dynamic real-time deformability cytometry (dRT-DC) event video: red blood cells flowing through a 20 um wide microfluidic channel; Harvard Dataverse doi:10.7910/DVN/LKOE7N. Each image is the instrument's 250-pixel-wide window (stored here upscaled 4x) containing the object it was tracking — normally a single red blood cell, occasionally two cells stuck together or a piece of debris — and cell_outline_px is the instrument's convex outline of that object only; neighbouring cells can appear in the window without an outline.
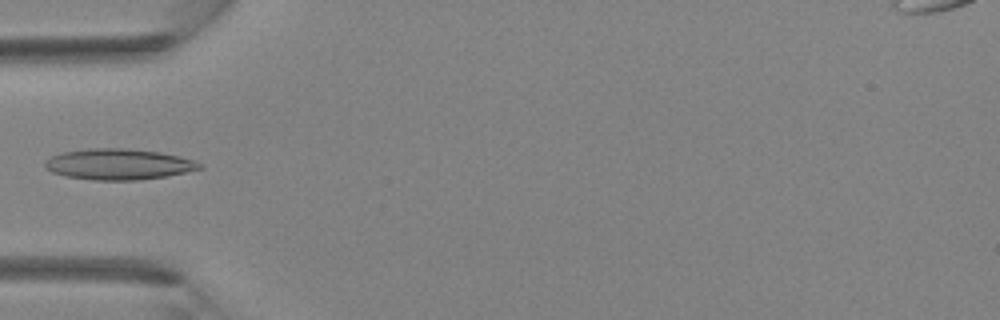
{"species": "Egyptian fruit bat (a non-hibernating species)", "species_latin": "Rousettus aegyptiacus", "temperature_condition": "room temperature", "stored_images_in_passage": 1, "camera_frame_rate_fps": 3000, "um_per_image_px": 0.085, "animal": {"sex": "female"}, "frame": {"image": 1, "passage_image": 1, "time_ms": 0.0, "image_size_px": [1000, 320], "cell_outline_px": [[204, 168], [168, 176], [136, 180], [92, 180], [64, 176], [52, 172], [44, 168], [44, 160], [52, 156], [64, 152], [88, 148], [124, 148], [160, 152], [180, 156], [196, 160], [204, 164]], "centroid_in_image_um": [10.1, 13.96], "position_along_channel_um": 74.9, "area_um2": 28.15}}